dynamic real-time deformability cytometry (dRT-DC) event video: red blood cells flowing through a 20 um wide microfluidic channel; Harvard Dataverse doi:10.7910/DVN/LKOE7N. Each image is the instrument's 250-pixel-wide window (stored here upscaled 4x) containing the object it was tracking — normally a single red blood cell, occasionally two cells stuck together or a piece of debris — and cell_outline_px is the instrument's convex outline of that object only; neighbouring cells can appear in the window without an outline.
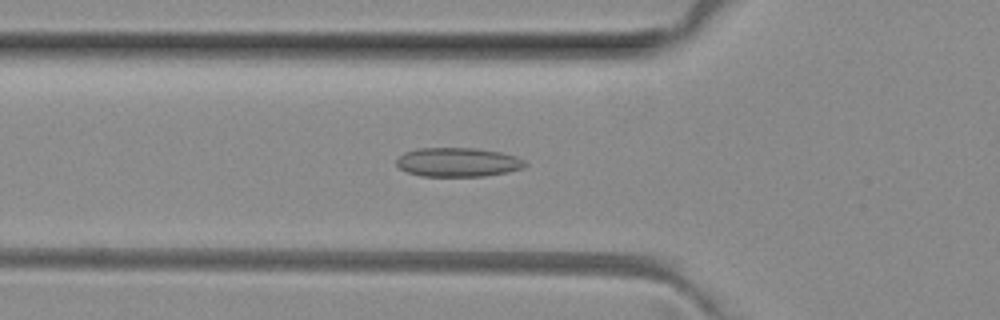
{"species": "common noctule bat (a hibernating species)", "species_latin": "Nyctalus noctula", "temperature_condition": "room temperature", "stored_images_in_passage": 39, "camera_frame_rate_fps": 3000, "um_per_image_px": 0.085, "animal": {"sex": "female", "body_mass_g": 29.2, "forearm_length_mm": 56.3}, "frame": {"image": 1, "passage_image": 11, "time_ms": 3.333, "image_size_px": [1000, 320], "cell_outline_px": [[528, 164], [524, 168], [508, 172], [484, 176], [420, 176], [408, 172], [400, 168], [396, 164], [396, 160], [404, 152], [416, 148], [472, 148], [500, 152], [516, 156], [524, 160]], "centroid_in_image_um": [38.93, 13.79], "position_along_channel_um": 86.9, "area_um2": 21.85}}
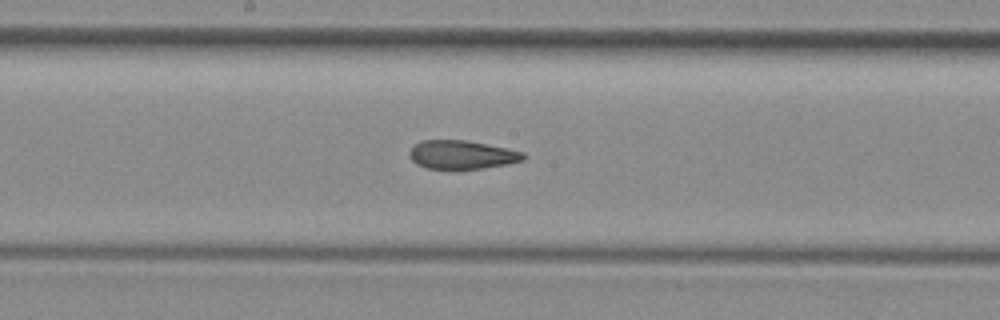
{"frame": {"image": 2, "passage_image": 20, "time_ms": 6.333, "image_size_px": [1000, 320], "cell_outline_px": [[528, 156], [524, 160], [508, 164], [484, 168], [428, 168], [416, 164], [408, 156], [408, 152], [416, 144], [424, 140], [464, 140], [524, 152]], "centroid_in_image_um": [39.27, 13.15], "position_along_channel_um": 208.9, "area_um2": 18.73}}
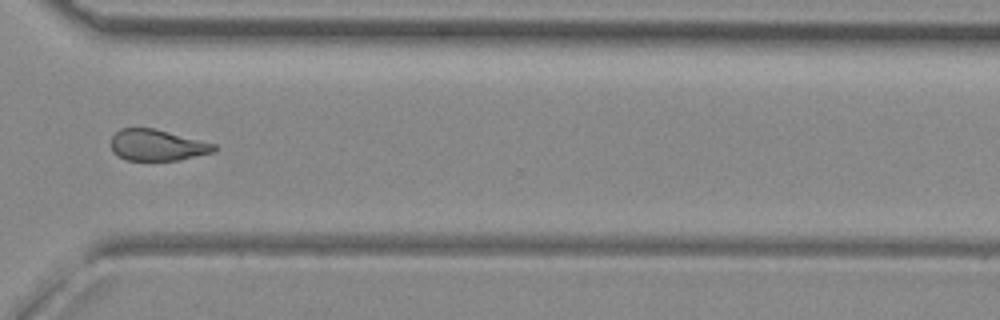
{"frame": {"image": 3, "passage_image": 31, "time_ms": 10.0, "image_size_px": [1000, 320], "cell_outline_px": [[220, 148], [216, 152], [180, 160], [124, 160], [116, 156], [112, 152], [112, 136], [120, 128], [152, 128], [216, 144]], "centroid_in_image_um": [13.38, 12.35], "position_along_channel_um": 357.2, "area_um2": 18.9}, "authors_computed_cell_mechanics": {"area_um2": 20.23, "velocity_mm_per_s": 4.0507, "shape_relaxation_time_tau1_ms": null, "shape_relaxation_time_tau2_ms": 1.6971, "deformation_change_tau1": null, "deformation_change_tau2": 0.0763}}